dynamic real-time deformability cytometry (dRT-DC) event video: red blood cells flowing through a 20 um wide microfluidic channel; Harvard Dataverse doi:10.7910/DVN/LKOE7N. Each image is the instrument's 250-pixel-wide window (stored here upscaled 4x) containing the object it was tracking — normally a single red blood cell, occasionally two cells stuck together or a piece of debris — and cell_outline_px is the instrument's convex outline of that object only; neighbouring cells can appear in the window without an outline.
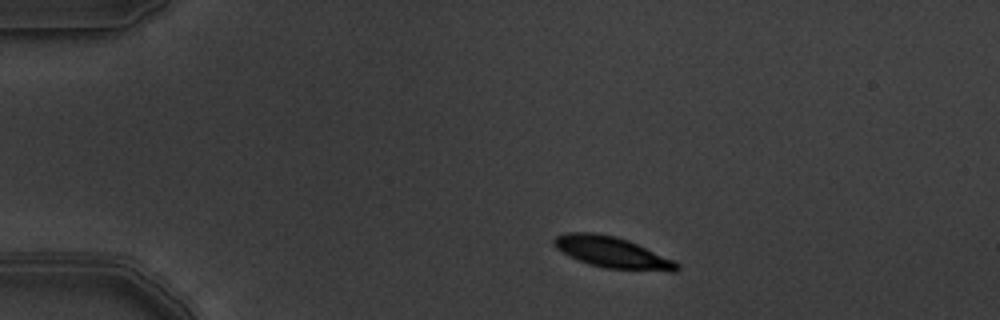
{"species": "common noctule bat (a hibernating species)", "species_latin": "Nyctalus noctula", "temperature_condition": "warm", "stored_images_in_passage": 4, "camera_frame_rate_fps": 3000, "um_per_image_px": 0.085, "animal": {"sex": "male", "body_mass_g": 19.5, "forearm_length_mm": 54.6}, "frame": {"image": 1, "passage_image": 1, "time_ms": 0.0, "image_size_px": [1000, 320], "cell_outline_px": [[680, 268], [676, 272], [668, 272], [604, 268], [588, 264], [568, 256], [556, 248], [552, 240], [556, 236], [568, 232], [596, 232], [616, 236], [628, 240], [672, 260], [680, 264]], "centroid_in_image_um": [52.02, 21.46], "position_along_channel_um": 33.0, "area_um2": 22.43}}